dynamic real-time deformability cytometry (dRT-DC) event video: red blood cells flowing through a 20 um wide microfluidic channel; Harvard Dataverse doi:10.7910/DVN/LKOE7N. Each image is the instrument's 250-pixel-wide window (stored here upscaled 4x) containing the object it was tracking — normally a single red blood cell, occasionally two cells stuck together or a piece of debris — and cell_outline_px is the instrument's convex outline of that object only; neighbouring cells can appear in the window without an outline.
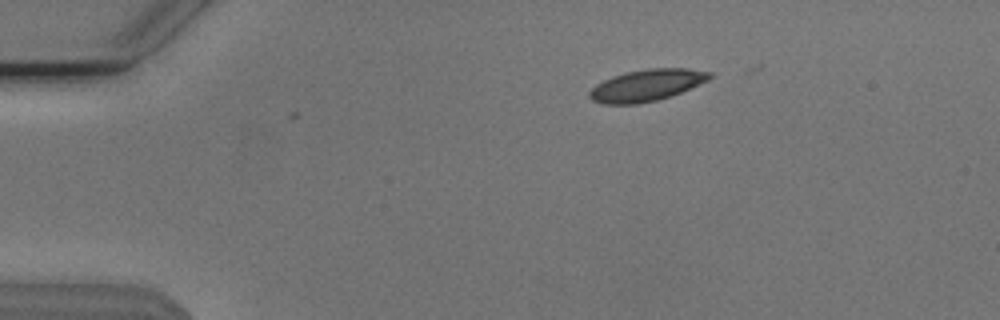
{"species": "Egyptian fruit bat (a non-hibernating species)", "species_latin": "Rousettus aegyptiacus", "temperature_condition": "cold", "stored_images_in_passage": 4, "camera_frame_rate_fps": 3000, "um_per_image_px": 0.085, "animal": {"sex": "male"}, "frame": {"image": 1, "passage_image": 4, "time_ms": 1.0, "image_size_px": [1000, 320], "cell_outline_px": [[712, 76], [708, 80], [672, 96], [656, 100], [636, 104], [600, 104], [592, 100], [588, 96], [588, 92], [596, 84], [612, 76], [628, 72], [648, 68], [688, 68], [712, 72]], "centroid_in_image_um": [54.95, 7.25], "position_along_channel_um": 30.0, "area_um2": 22.2}}